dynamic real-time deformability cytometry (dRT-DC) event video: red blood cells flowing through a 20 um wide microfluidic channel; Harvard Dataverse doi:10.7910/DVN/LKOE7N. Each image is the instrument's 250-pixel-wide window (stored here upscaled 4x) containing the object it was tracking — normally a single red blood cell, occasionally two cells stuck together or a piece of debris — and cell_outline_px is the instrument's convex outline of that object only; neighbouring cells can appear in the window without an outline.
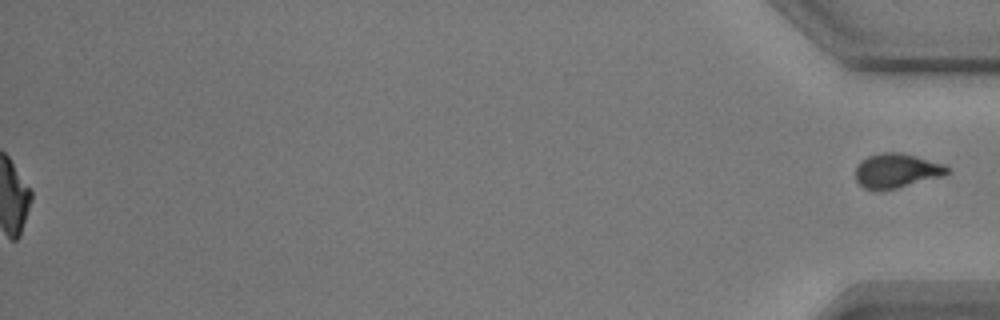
{"species": "common noctule bat (a hibernating species)", "species_latin": "Nyctalus noctula", "temperature_condition": "warm", "stored_images_in_passage": 58, "segment_of_instrument_passage": [2, 2], "camera_frame_rate_fps": 3000, "um_per_image_px": 0.085, "animal": {"sex": "male", "body_mass_g": 17.9}, "frame": {"image": 1, "passage_image": 58, "time_ms": 19.0, "image_size_px": [1000, 320], "cell_outline_px": [[952, 172], [944, 176], [896, 188], [864, 188], [856, 180], [856, 164], [860, 160], [868, 156], [880, 152], [900, 152], [916, 156], [944, 164], [952, 168]], "centroid_in_image_um": [76.26, 14.47], "position_along_channel_um": 358.9, "area_um2": 18.38}}